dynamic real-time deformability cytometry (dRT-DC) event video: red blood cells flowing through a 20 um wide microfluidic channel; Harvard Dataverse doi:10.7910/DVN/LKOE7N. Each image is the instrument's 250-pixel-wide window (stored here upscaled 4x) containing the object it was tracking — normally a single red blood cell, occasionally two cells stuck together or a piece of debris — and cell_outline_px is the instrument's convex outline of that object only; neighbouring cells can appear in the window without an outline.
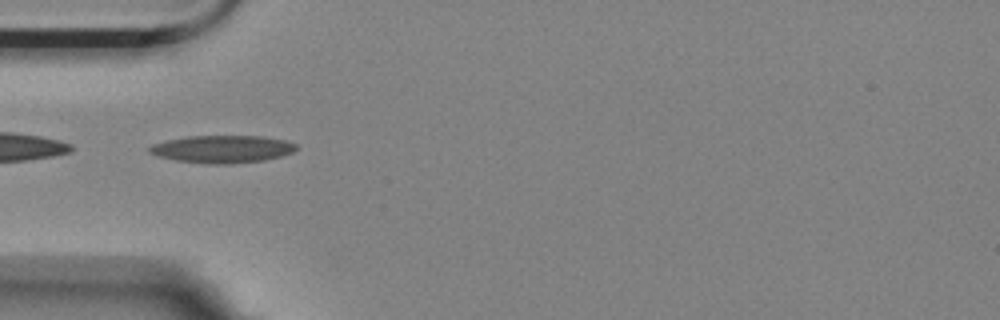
{"species": "Egyptian fruit bat (a non-hibernating species)", "species_latin": "Rousettus aegyptiacus", "temperature_condition": "room temperature", "stored_images_in_passage": 15, "camera_frame_rate_fps": 3000, "um_per_image_px": 0.085, "animal": {"sex": "female"}, "frame": {"image": 1, "passage_image": 13, "time_ms": 4.0, "image_size_px": [1000, 320], "cell_outline_px": [[296, 148], [292, 152], [280, 156], [264, 160], [228, 164], [208, 164], [176, 160], [160, 156], [148, 152], [148, 148], [152, 144], [168, 140], [188, 136], [264, 136], [284, 140], [296, 144]], "centroid_in_image_um": [18.89, 12.67], "position_along_channel_um": 66.1, "area_um2": 23.35}}